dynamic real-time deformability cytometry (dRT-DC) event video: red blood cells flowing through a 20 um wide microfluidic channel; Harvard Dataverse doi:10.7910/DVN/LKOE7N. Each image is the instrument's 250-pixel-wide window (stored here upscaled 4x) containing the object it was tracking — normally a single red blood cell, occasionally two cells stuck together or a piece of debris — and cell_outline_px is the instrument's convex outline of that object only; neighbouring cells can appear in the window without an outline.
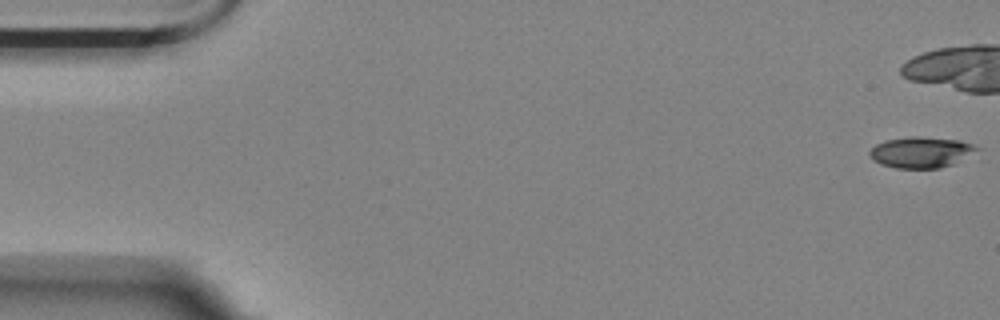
{"species": "Egyptian fruit bat (a non-hibernating species)", "species_latin": "Rousettus aegyptiacus", "temperature_condition": "room temperature", "stored_images_in_passage": 6, "camera_frame_rate_fps": 3000, "um_per_image_px": 0.085, "animal": {"sex": "female"}, "frame": {"image": 1, "passage_image": 1, "time_ms": 0.0, "image_size_px": [1000, 320], "cell_outline_px": [[980, 148], [952, 164], [940, 168], [896, 168], [880, 164], [872, 160], [868, 152], [876, 144], [884, 140], [908, 136], [920, 136], [960, 140], [972, 144]], "centroid_in_image_um": [78.22, 12.93], "position_along_channel_um": 6.8, "area_um2": 19.31}}